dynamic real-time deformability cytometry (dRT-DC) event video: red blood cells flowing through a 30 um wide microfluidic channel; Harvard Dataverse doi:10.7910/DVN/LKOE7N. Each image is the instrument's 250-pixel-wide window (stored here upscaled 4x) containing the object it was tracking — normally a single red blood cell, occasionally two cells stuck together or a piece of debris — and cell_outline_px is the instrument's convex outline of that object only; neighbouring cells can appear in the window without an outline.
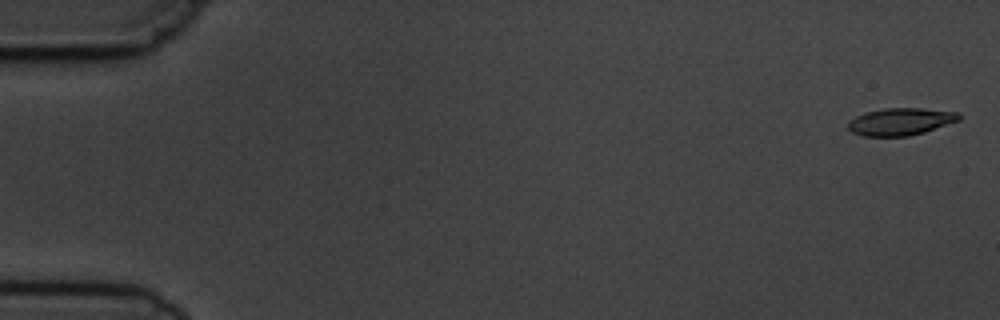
{"species": "common noctule bat (a hibernating species)", "species_latin": "Nyctalus noctula", "temperature_condition": "cold", "stored_images_in_passage": 6, "camera_frame_rate_fps": 3000, "um_per_image_px": 0.085, "animal": {"sex": "male", "body_mass_g": 19.5, "forearm_length_mm": 54.6}, "frame": {"image": 1, "passage_image": 1, "time_ms": 0.0, "image_size_px": [1000, 320], "cell_outline_px": [[960, 120], [924, 132], [908, 136], [864, 136], [852, 132], [848, 128], [848, 120], [864, 112], [884, 108], [920, 108], [960, 112]], "centroid_in_image_um": [76.54, 10.33], "position_along_channel_um": 8.5, "area_um2": 17.69}}
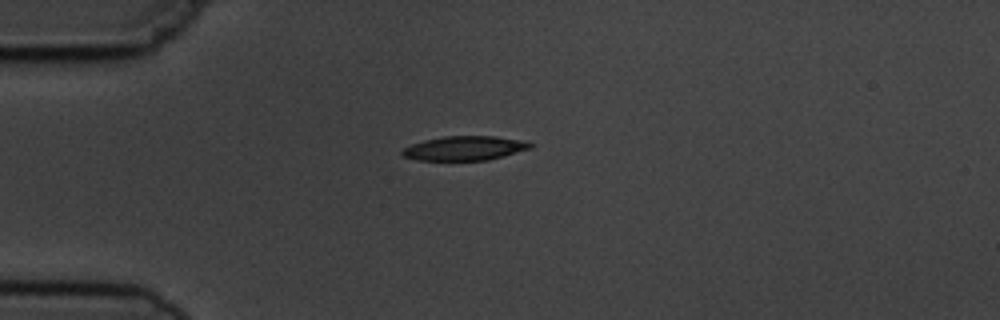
{"frame": {"image": 2, "passage_image": 4, "time_ms": 4.333, "image_size_px": [1000, 320], "cell_outline_px": [[532, 148], [504, 156], [488, 160], [416, 160], [404, 156], [400, 152], [404, 148], [412, 144], [424, 140], [444, 136], [496, 136], [528, 140], [532, 144]], "centroid_in_image_um": [39.54, 12.59], "position_along_channel_um": 45.5, "area_um2": 18.26}}
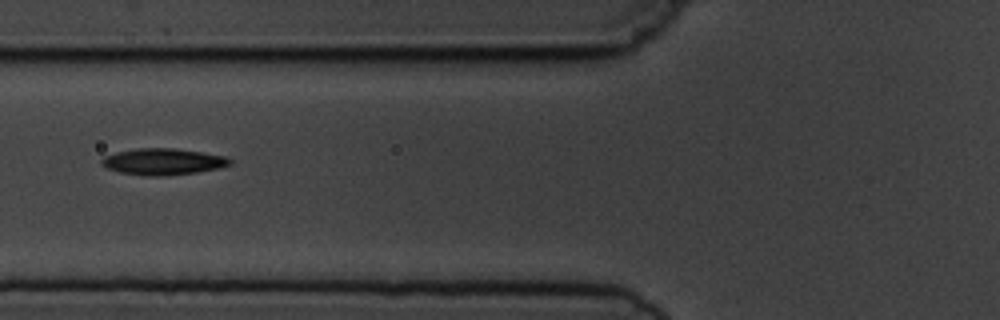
{"frame": {"image": 3, "passage_image": 6, "time_ms": 6.667, "image_size_px": [1000, 320], "cell_outline_px": [[232, 164], [216, 168], [196, 172], [164, 176], [148, 176], [120, 172], [108, 168], [100, 164], [100, 160], [104, 156], [116, 152], [136, 148], [176, 148], [228, 156], [232, 160]], "centroid_in_image_um": [13.86, 13.73], "position_along_channel_um": 111.9, "area_um2": 19.83}}